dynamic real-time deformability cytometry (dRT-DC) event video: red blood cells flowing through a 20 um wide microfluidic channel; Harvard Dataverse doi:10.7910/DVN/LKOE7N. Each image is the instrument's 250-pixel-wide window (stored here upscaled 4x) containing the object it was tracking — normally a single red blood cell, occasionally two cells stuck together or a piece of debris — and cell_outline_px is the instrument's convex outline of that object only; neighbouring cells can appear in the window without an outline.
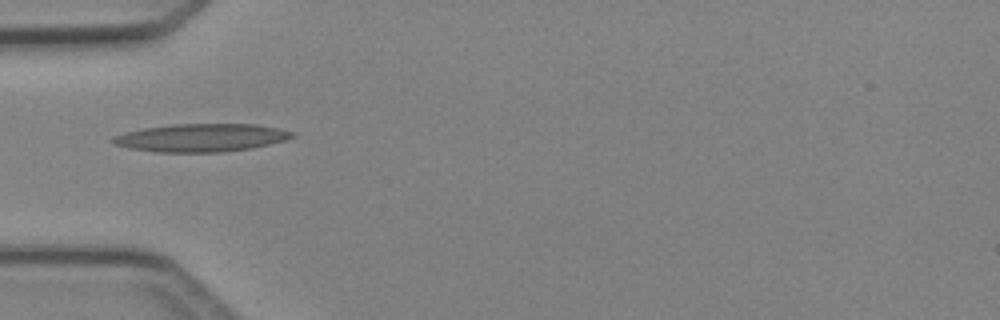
{"species": "Egyptian fruit bat (a non-hibernating species)", "species_latin": "Rousettus aegyptiacus", "temperature_condition": "cold", "stored_images_in_passage": 2, "camera_frame_rate_fps": 3000, "um_per_image_px": 0.085, "animal": {"sex": "female"}, "frame": {"image": 1, "passage_image": 1, "time_ms": 0.0, "image_size_px": [1000, 320], "cell_outline_px": [[296, 136], [284, 140], [268, 144], [248, 148], [220, 152], [156, 152], [128, 148], [116, 144], [112, 140], [112, 136], [124, 132], [144, 128], [172, 124], [256, 124], [296, 132]], "centroid_in_image_um": [17.08, 11.7], "position_along_channel_um": 67.9, "area_um2": 29.07}}
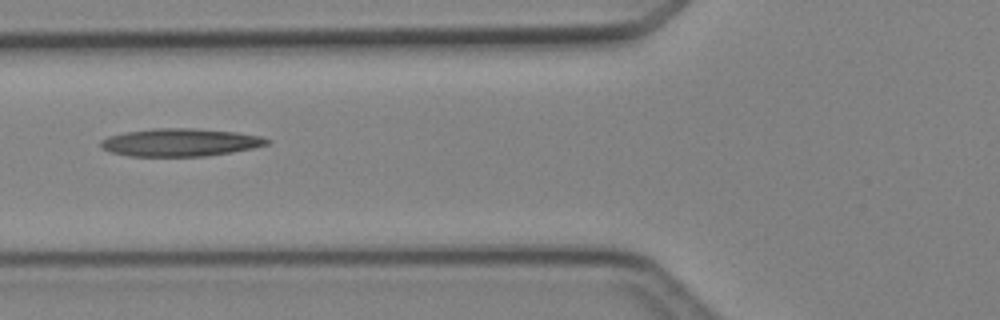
{"frame": {"image": 2, "passage_image": 2, "time_ms": 1.0, "image_size_px": [1000, 320], "cell_outline_px": [[272, 140], [268, 144], [252, 148], [232, 152], [204, 156], [128, 156], [112, 152], [100, 148], [100, 140], [108, 136], [124, 132], [152, 128], [192, 128], [236, 132], [260, 136]], "centroid_in_image_um": [15.28, 12.1], "position_along_channel_um": 110.5, "area_um2": 26.99}}